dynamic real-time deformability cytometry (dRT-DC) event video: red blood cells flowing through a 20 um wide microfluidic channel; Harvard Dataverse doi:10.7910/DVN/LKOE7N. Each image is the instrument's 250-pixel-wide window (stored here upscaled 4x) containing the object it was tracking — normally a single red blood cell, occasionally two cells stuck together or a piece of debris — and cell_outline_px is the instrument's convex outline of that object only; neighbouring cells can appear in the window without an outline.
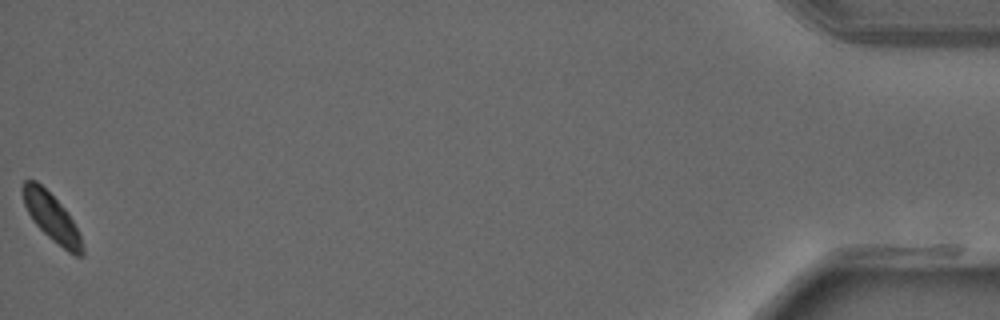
{"species": "common noctule bat (a hibernating species)", "species_latin": "Nyctalus noctula", "temperature_condition": "warm", "stored_images_in_passage": 36, "camera_frame_rate_fps": 3000, "um_per_image_px": 0.085, "animal": {"sex": "male", "forearm_length_mm": 52.5}, "frame": {"image": 1, "passage_image": 36, "time_ms": 11.667, "image_size_px": [1000, 320], "cell_outline_px": [[84, 256], [76, 256], [68, 252], [52, 240], [32, 220], [24, 204], [20, 188], [24, 180], [36, 180], [68, 212], [80, 236], [84, 248]], "centroid_in_image_um": [4.37, 18.48], "position_along_channel_um": 430.8, "area_um2": 16.42}}